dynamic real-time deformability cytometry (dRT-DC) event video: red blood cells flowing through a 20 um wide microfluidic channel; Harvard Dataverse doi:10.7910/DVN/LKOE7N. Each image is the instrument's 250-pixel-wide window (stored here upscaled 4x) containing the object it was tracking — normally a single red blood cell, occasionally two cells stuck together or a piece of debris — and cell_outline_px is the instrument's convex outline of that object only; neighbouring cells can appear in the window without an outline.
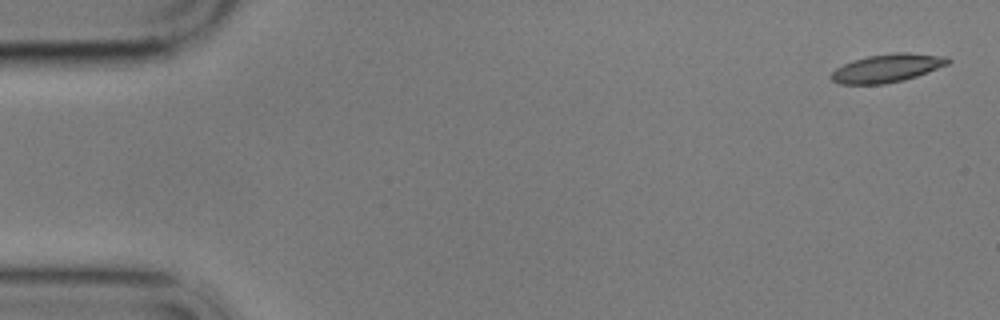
{"species": "common noctule bat (a hibernating species)", "species_latin": "Nyctalus noctula", "temperature_condition": "cold", "stored_images_in_passage": 4, "camera_frame_rate_fps": 3000, "um_per_image_px": 0.085, "animal": {"sex": "male", "body_mass_g": 17.9}, "frame": {"image": 1, "passage_image": 1, "time_ms": 0.0, "image_size_px": [1000, 320], "cell_outline_px": [[952, 60], [948, 64], [916, 76], [904, 80], [884, 84], [840, 84], [832, 80], [828, 76], [836, 68], [844, 64], [868, 56], [896, 52], [908, 52], [948, 56]], "centroid_in_image_um": [75.43, 5.78], "position_along_channel_um": 9.6, "area_um2": 19.19}}
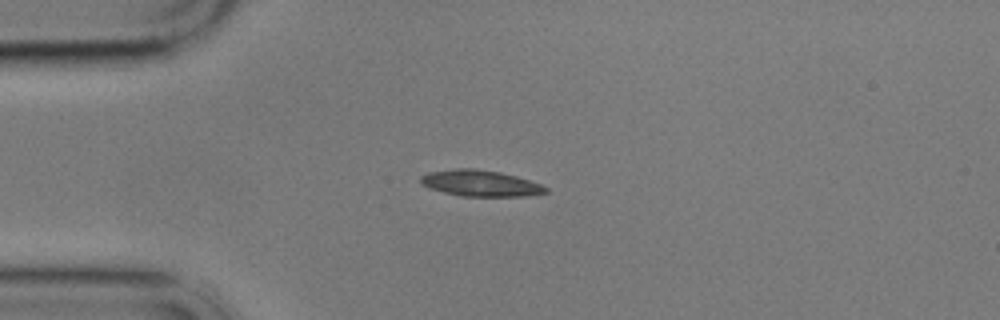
{"frame": {"image": 2, "passage_image": 4, "time_ms": 8.0, "image_size_px": [1000, 320], "cell_outline_px": [[548, 192], [528, 196], [460, 196], [428, 188], [420, 184], [420, 176], [428, 172], [456, 168], [476, 168], [500, 172], [516, 176], [540, 184], [548, 188]], "centroid_in_image_um": [40.8, 15.57], "position_along_channel_um": 44.2, "area_um2": 19.19}}